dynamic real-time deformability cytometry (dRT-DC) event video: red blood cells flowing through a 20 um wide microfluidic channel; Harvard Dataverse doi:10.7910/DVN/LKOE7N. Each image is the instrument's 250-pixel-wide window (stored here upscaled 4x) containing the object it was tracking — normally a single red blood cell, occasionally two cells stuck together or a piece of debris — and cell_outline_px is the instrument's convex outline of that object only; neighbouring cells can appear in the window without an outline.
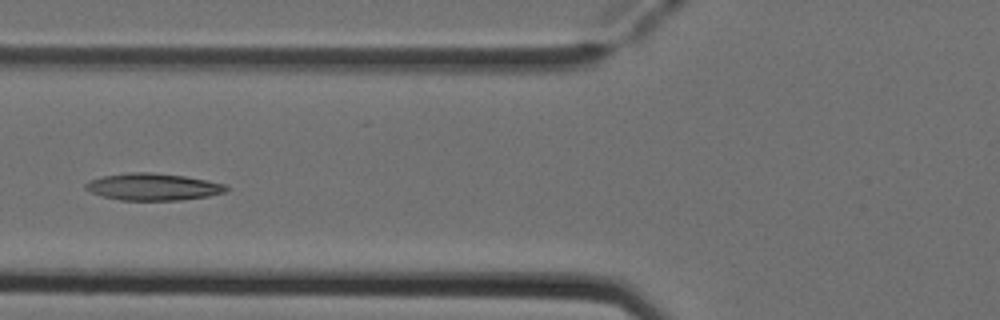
{"species": "Egyptian fruit bat (a non-hibernating species)", "species_latin": "Rousettus aegyptiacus", "temperature_condition": "cold", "stored_images_in_passage": 4, "camera_frame_rate_fps": 3000, "um_per_image_px": 0.085, "animal": {"sex": "female"}, "frame": {"image": 1, "passage_image": 4, "time_ms": 1.0, "image_size_px": [1000, 320], "cell_outline_px": [[228, 188], [224, 192], [208, 196], [180, 200], [120, 200], [104, 196], [92, 192], [84, 188], [84, 184], [88, 180], [104, 176], [132, 172], [152, 172], [184, 176], [224, 184]], "centroid_in_image_um": [12.97, 15.88], "position_along_channel_um": 112.8, "area_um2": 21.85}}